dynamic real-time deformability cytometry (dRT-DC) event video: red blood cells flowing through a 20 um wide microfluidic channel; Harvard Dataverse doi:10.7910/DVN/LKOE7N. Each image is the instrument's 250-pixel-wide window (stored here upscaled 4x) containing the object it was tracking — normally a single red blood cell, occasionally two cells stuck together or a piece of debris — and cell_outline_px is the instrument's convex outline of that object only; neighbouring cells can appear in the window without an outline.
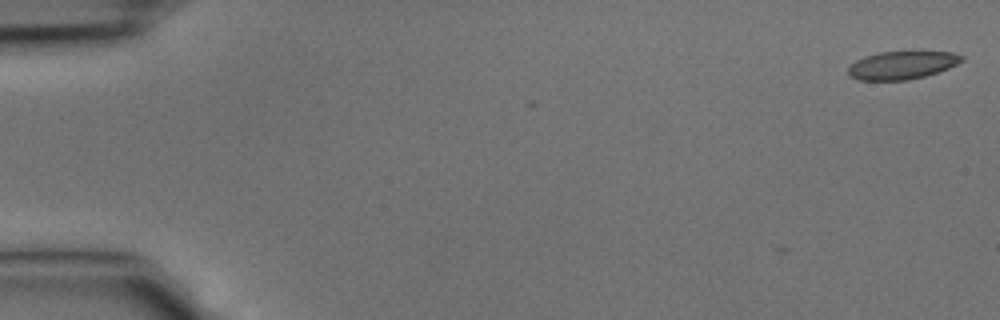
{"species": "common noctule bat (a hibernating species)", "species_latin": "Nyctalus noctula", "temperature_condition": "cold", "stored_images_in_passage": 4, "camera_frame_rate_fps": 3000, "um_per_image_px": 0.085, "animal": {"sex": "male", "body_mass_g": 15.6}, "frame": {"image": 1, "passage_image": 1, "time_ms": 0.0, "image_size_px": [1000, 320], "cell_outline_px": [[964, 60], [948, 68], [924, 76], [908, 80], [856, 80], [848, 76], [848, 68], [856, 60], [864, 56], [880, 52], [952, 52], [964, 56]], "centroid_in_image_um": [76.63, 5.54], "position_along_channel_um": 8.4, "area_um2": 18.44}}